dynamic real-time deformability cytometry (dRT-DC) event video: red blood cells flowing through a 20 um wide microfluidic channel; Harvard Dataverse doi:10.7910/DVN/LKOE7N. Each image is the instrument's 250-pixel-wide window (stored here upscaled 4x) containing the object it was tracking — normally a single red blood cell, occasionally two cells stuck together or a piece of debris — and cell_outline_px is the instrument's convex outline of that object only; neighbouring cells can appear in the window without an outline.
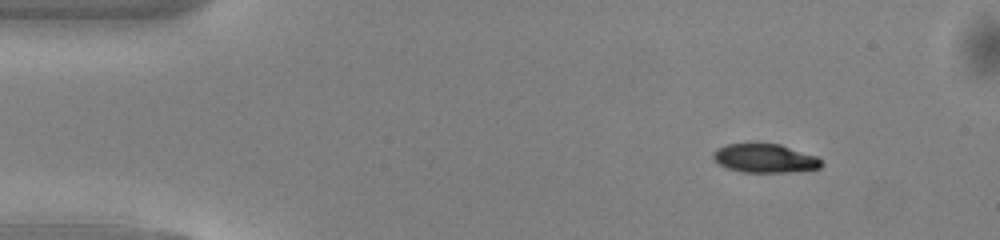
{"species": "common noctule bat (a hibernating species)", "species_latin": "Nyctalus noctula", "temperature_condition": "warm", "stored_images_in_passage": 45, "camera_frame_rate_fps": 3000, "um_per_image_px": 0.085, "animal": {"sex": "male", "body_mass_g": 13.0, "forearm_length_mm": 53.1}, "frame": {"image": 1, "passage_image": 1, "time_ms": 0.0, "image_size_px": [1000, 240], "cell_outline_px": [[824, 164], [820, 168], [784, 172], [740, 172], [728, 168], [720, 164], [712, 156], [712, 152], [716, 148], [724, 144], [780, 144], [816, 156]], "centroid_in_image_um": [64.99, 13.45], "position_along_channel_um": 20.0, "area_um2": 17.98}}
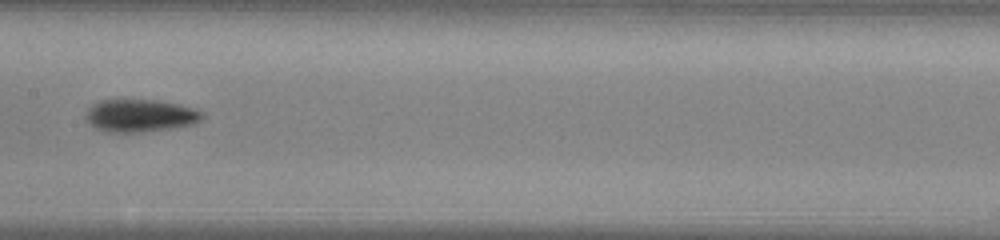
{"frame": {"image": 2, "passage_image": 20, "time_ms": 6.333, "image_size_px": [1000, 240], "cell_outline_px": [[204, 116], [200, 120], [192, 124], [172, 128], [140, 132], [104, 132], [96, 128], [84, 116], [88, 108], [92, 104], [100, 100], [156, 100], [180, 104], [196, 108], [204, 112]], "centroid_in_image_um": [11.93, 9.82], "position_along_channel_um": 195.5, "area_um2": 22.2}}
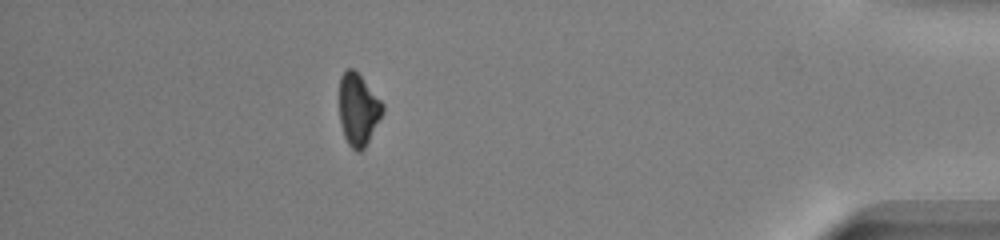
{"frame": {"image": 3, "passage_image": 39, "time_ms": 12.667, "image_size_px": [1000, 240], "cell_outline_px": [[384, 112], [364, 148], [360, 152], [356, 152], [348, 144], [344, 136], [340, 124], [340, 76], [348, 68], [352, 68], [360, 76], [384, 104]], "centroid_in_image_um": [30.45, 9.33], "position_along_channel_um": 404.8, "area_um2": 17.98}, "authors_computed_cell_mechanics": {"area_um2": 19.4786, "velocity_mm_per_s": 4.1285, "shape_relaxation_time_tau1_ms": 1.5841, "shape_relaxation_time_tau2_ms": null, "deformation_change_tau1": 0.1311, "deformation_change_tau2": null}}